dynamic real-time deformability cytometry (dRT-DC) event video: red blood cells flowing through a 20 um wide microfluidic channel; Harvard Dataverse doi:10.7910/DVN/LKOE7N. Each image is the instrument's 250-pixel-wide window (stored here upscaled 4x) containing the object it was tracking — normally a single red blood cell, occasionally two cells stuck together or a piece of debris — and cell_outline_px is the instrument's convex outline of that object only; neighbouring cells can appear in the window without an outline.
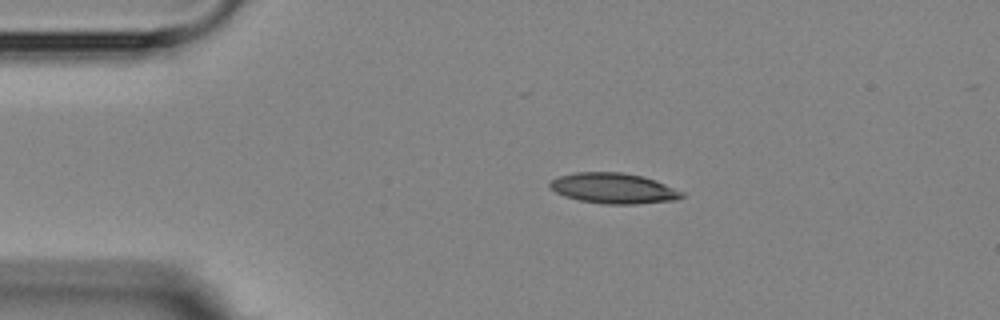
{"species": "Egyptian fruit bat (a non-hibernating species)", "species_latin": "Rousettus aegyptiacus", "temperature_condition": "room temperature", "stored_images_in_passage": 3, "camera_frame_rate_fps": 3000, "um_per_image_px": 0.085, "animal": {"sex": "female"}, "frame": {"image": 1, "passage_image": 1, "time_ms": 0.0, "image_size_px": [1000, 320], "cell_outline_px": [[684, 196], [676, 200], [636, 204], [608, 204], [580, 200], [564, 196], [556, 192], [548, 184], [552, 180], [560, 176], [576, 172], [620, 172], [644, 176], [656, 180], [684, 192]], "centroid_in_image_um": [52.19, 16.0], "position_along_channel_um": 32.8, "area_um2": 23.35}}
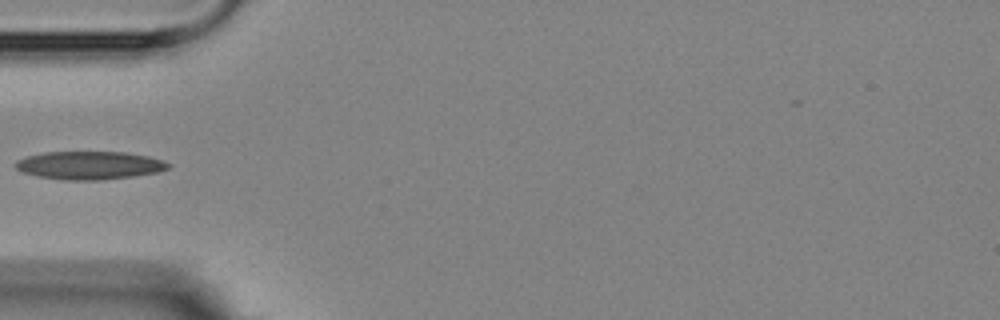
{"frame": {"image": 2, "passage_image": 3, "time_ms": 2.333, "image_size_px": [1000, 320], "cell_outline_px": [[172, 164], [168, 168], [156, 172], [132, 176], [100, 180], [64, 180], [36, 176], [20, 172], [12, 164], [16, 160], [28, 156], [44, 152], [124, 152], [148, 156], [164, 160]], "centroid_in_image_um": [7.56, 14.05], "position_along_channel_um": 77.4, "area_um2": 25.14}}